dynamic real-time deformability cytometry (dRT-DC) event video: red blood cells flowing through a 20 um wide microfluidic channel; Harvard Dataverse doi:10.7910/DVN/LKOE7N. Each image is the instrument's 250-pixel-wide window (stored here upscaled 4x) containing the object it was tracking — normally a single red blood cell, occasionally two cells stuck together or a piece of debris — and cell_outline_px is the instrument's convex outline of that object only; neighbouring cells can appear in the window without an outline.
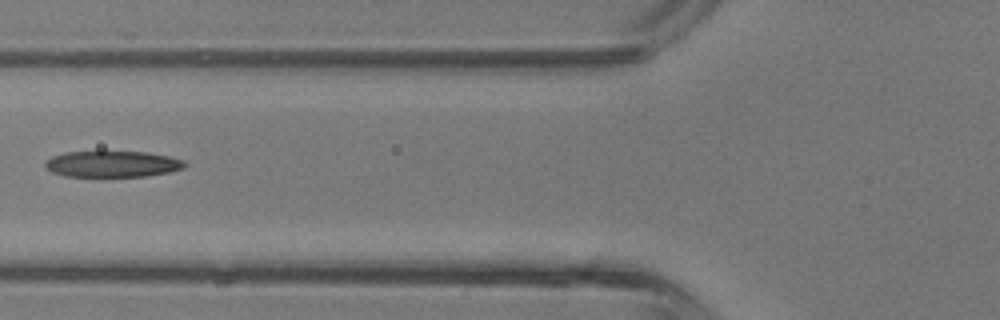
{"species": "common noctule bat (a hibernating species)", "species_latin": "Nyctalus noctula", "temperature_condition": "room temperature", "stored_images_in_passage": 3, "camera_frame_rate_fps": 3000, "um_per_image_px": 0.085, "animal": {"sex": "male", "body_mass_g": 13.3}, "frame": {"image": 1, "passage_image": 3, "time_ms": 2.333, "image_size_px": [1000, 320], "cell_outline_px": [[188, 164], [184, 168], [168, 172], [148, 176], [64, 176], [52, 172], [44, 164], [44, 160], [52, 156], [64, 152], [148, 152], [172, 156], [184, 160]], "centroid_in_image_um": [9.59, 13.93], "position_along_channel_um": 116.2, "area_um2": 21.39}}